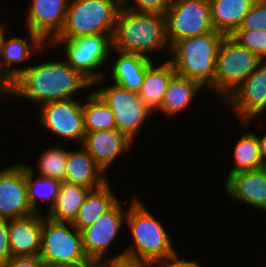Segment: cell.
<instances>
[{
    "mask_svg": "<svg viewBox=\"0 0 266 267\" xmlns=\"http://www.w3.org/2000/svg\"><path fill=\"white\" fill-rule=\"evenodd\" d=\"M58 57L43 62L30 61L31 65L14 80L9 98L23 99L37 108L52 101L86 97L93 90V83L63 57L57 60Z\"/></svg>",
    "mask_w": 266,
    "mask_h": 267,
    "instance_id": "obj_1",
    "label": "cell"
},
{
    "mask_svg": "<svg viewBox=\"0 0 266 267\" xmlns=\"http://www.w3.org/2000/svg\"><path fill=\"white\" fill-rule=\"evenodd\" d=\"M112 49L140 54L154 61H160L162 54L167 57L170 44L166 35L165 15L121 7L112 34Z\"/></svg>",
    "mask_w": 266,
    "mask_h": 267,
    "instance_id": "obj_2",
    "label": "cell"
},
{
    "mask_svg": "<svg viewBox=\"0 0 266 267\" xmlns=\"http://www.w3.org/2000/svg\"><path fill=\"white\" fill-rule=\"evenodd\" d=\"M139 197L132 193L130 204H127L129 206L125 229L129 231L131 241L123 251L125 255L146 260L154 265L178 251L173 243L176 238L167 232L168 225L156 218Z\"/></svg>",
    "mask_w": 266,
    "mask_h": 267,
    "instance_id": "obj_3",
    "label": "cell"
},
{
    "mask_svg": "<svg viewBox=\"0 0 266 267\" xmlns=\"http://www.w3.org/2000/svg\"><path fill=\"white\" fill-rule=\"evenodd\" d=\"M224 37L223 33L214 30L182 38L170 46L167 60L178 75L197 81L206 92L214 95L216 57Z\"/></svg>",
    "mask_w": 266,
    "mask_h": 267,
    "instance_id": "obj_4",
    "label": "cell"
},
{
    "mask_svg": "<svg viewBox=\"0 0 266 267\" xmlns=\"http://www.w3.org/2000/svg\"><path fill=\"white\" fill-rule=\"evenodd\" d=\"M121 0H70L60 33L54 39L113 34Z\"/></svg>",
    "mask_w": 266,
    "mask_h": 267,
    "instance_id": "obj_5",
    "label": "cell"
},
{
    "mask_svg": "<svg viewBox=\"0 0 266 267\" xmlns=\"http://www.w3.org/2000/svg\"><path fill=\"white\" fill-rule=\"evenodd\" d=\"M108 80L105 77L96 80L93 91L112 109L117 130L134 142L154 113L137 92L108 83Z\"/></svg>",
    "mask_w": 266,
    "mask_h": 267,
    "instance_id": "obj_6",
    "label": "cell"
},
{
    "mask_svg": "<svg viewBox=\"0 0 266 267\" xmlns=\"http://www.w3.org/2000/svg\"><path fill=\"white\" fill-rule=\"evenodd\" d=\"M51 51L58 47L66 62L80 71L92 83L105 77L112 52V34H95L74 39H53ZM63 47V48H62ZM106 67V68H105Z\"/></svg>",
    "mask_w": 266,
    "mask_h": 267,
    "instance_id": "obj_7",
    "label": "cell"
},
{
    "mask_svg": "<svg viewBox=\"0 0 266 267\" xmlns=\"http://www.w3.org/2000/svg\"><path fill=\"white\" fill-rule=\"evenodd\" d=\"M39 256L48 266L94 267L84 253L82 233L73 223L57 222L44 214Z\"/></svg>",
    "mask_w": 266,
    "mask_h": 267,
    "instance_id": "obj_8",
    "label": "cell"
},
{
    "mask_svg": "<svg viewBox=\"0 0 266 267\" xmlns=\"http://www.w3.org/2000/svg\"><path fill=\"white\" fill-rule=\"evenodd\" d=\"M262 60L231 36L220 43L214 76V96L224 101L257 68Z\"/></svg>",
    "mask_w": 266,
    "mask_h": 267,
    "instance_id": "obj_9",
    "label": "cell"
},
{
    "mask_svg": "<svg viewBox=\"0 0 266 267\" xmlns=\"http://www.w3.org/2000/svg\"><path fill=\"white\" fill-rule=\"evenodd\" d=\"M82 99V100H81ZM33 115L39 128L46 131L58 144L81 145L85 137L83 98L48 102L36 108ZM38 116V117H37ZM38 118V119H37ZM55 136V138H54ZM59 138V139H58ZM61 139V141H59ZM63 140V142H62ZM67 141V143H66Z\"/></svg>",
    "mask_w": 266,
    "mask_h": 267,
    "instance_id": "obj_10",
    "label": "cell"
},
{
    "mask_svg": "<svg viewBox=\"0 0 266 267\" xmlns=\"http://www.w3.org/2000/svg\"><path fill=\"white\" fill-rule=\"evenodd\" d=\"M120 200L121 198L91 226L81 231L84 253L93 265L124 254V251L111 254L112 246L117 245L116 242L120 240L118 238L123 235L121 232L125 230L128 207L126 208L125 201Z\"/></svg>",
    "mask_w": 266,
    "mask_h": 267,
    "instance_id": "obj_11",
    "label": "cell"
},
{
    "mask_svg": "<svg viewBox=\"0 0 266 267\" xmlns=\"http://www.w3.org/2000/svg\"><path fill=\"white\" fill-rule=\"evenodd\" d=\"M170 46L182 39L212 32L209 0H172L165 13Z\"/></svg>",
    "mask_w": 266,
    "mask_h": 267,
    "instance_id": "obj_12",
    "label": "cell"
},
{
    "mask_svg": "<svg viewBox=\"0 0 266 267\" xmlns=\"http://www.w3.org/2000/svg\"><path fill=\"white\" fill-rule=\"evenodd\" d=\"M223 105L239 122L261 119L266 114V61L257 66Z\"/></svg>",
    "mask_w": 266,
    "mask_h": 267,
    "instance_id": "obj_13",
    "label": "cell"
},
{
    "mask_svg": "<svg viewBox=\"0 0 266 267\" xmlns=\"http://www.w3.org/2000/svg\"><path fill=\"white\" fill-rule=\"evenodd\" d=\"M0 168V218L16 219L35 213L28 201L25 165L20 160Z\"/></svg>",
    "mask_w": 266,
    "mask_h": 267,
    "instance_id": "obj_14",
    "label": "cell"
},
{
    "mask_svg": "<svg viewBox=\"0 0 266 267\" xmlns=\"http://www.w3.org/2000/svg\"><path fill=\"white\" fill-rule=\"evenodd\" d=\"M7 26L6 23L1 22L2 62L4 69L16 79L31 65L28 61L31 59L34 61L37 53H43L45 49L49 50L50 44L30 30L27 32L29 36L7 35ZM34 56L35 58H32Z\"/></svg>",
    "mask_w": 266,
    "mask_h": 267,
    "instance_id": "obj_15",
    "label": "cell"
},
{
    "mask_svg": "<svg viewBox=\"0 0 266 267\" xmlns=\"http://www.w3.org/2000/svg\"><path fill=\"white\" fill-rule=\"evenodd\" d=\"M224 192L232 202L266 213V166L231 174L224 180Z\"/></svg>",
    "mask_w": 266,
    "mask_h": 267,
    "instance_id": "obj_16",
    "label": "cell"
},
{
    "mask_svg": "<svg viewBox=\"0 0 266 267\" xmlns=\"http://www.w3.org/2000/svg\"><path fill=\"white\" fill-rule=\"evenodd\" d=\"M134 144L137 143L130 140L124 133L113 129L86 133L81 145L110 176L108 173L110 171L107 170L112 166L116 168L114 162H117L118 159L121 160L119 157L133 154Z\"/></svg>",
    "mask_w": 266,
    "mask_h": 267,
    "instance_id": "obj_17",
    "label": "cell"
},
{
    "mask_svg": "<svg viewBox=\"0 0 266 267\" xmlns=\"http://www.w3.org/2000/svg\"><path fill=\"white\" fill-rule=\"evenodd\" d=\"M70 0H31L24 19L25 29L49 44L63 28ZM26 16V17H25Z\"/></svg>",
    "mask_w": 266,
    "mask_h": 267,
    "instance_id": "obj_18",
    "label": "cell"
},
{
    "mask_svg": "<svg viewBox=\"0 0 266 267\" xmlns=\"http://www.w3.org/2000/svg\"><path fill=\"white\" fill-rule=\"evenodd\" d=\"M153 61L140 54L112 50L105 78L110 79L108 82L138 93L143 83L146 69Z\"/></svg>",
    "mask_w": 266,
    "mask_h": 267,
    "instance_id": "obj_19",
    "label": "cell"
},
{
    "mask_svg": "<svg viewBox=\"0 0 266 267\" xmlns=\"http://www.w3.org/2000/svg\"><path fill=\"white\" fill-rule=\"evenodd\" d=\"M43 214L33 213L29 216L9 220V241L12 257L39 256Z\"/></svg>",
    "mask_w": 266,
    "mask_h": 267,
    "instance_id": "obj_20",
    "label": "cell"
},
{
    "mask_svg": "<svg viewBox=\"0 0 266 267\" xmlns=\"http://www.w3.org/2000/svg\"><path fill=\"white\" fill-rule=\"evenodd\" d=\"M68 150L65 178L63 182L81 185L89 189L101 187L109 181L104 170L82 145H75Z\"/></svg>",
    "mask_w": 266,
    "mask_h": 267,
    "instance_id": "obj_21",
    "label": "cell"
},
{
    "mask_svg": "<svg viewBox=\"0 0 266 267\" xmlns=\"http://www.w3.org/2000/svg\"><path fill=\"white\" fill-rule=\"evenodd\" d=\"M204 89L197 81L178 75L171 78L168 88L164 94L160 107L154 112L158 117L164 115L169 120L181 115L196 102V98ZM198 94V95H197ZM157 114V115H156ZM162 114V115H161Z\"/></svg>",
    "mask_w": 266,
    "mask_h": 267,
    "instance_id": "obj_22",
    "label": "cell"
},
{
    "mask_svg": "<svg viewBox=\"0 0 266 267\" xmlns=\"http://www.w3.org/2000/svg\"><path fill=\"white\" fill-rule=\"evenodd\" d=\"M253 122H256L254 124L255 126H257L254 130L255 132L253 131V129H251L252 131H246L245 129L252 127L250 125H252ZM238 123L241 125L240 127L243 126L245 132L243 131V133H241L242 135L239 136L237 140H235L236 144H233V150L231 149V151H233L231 153L233 157V165H231L232 167L230 168V170L226 172L227 176L225 180L233 173L256 170L264 167L260 156L259 142L257 138V131L261 129L260 119H251Z\"/></svg>",
    "mask_w": 266,
    "mask_h": 267,
    "instance_id": "obj_23",
    "label": "cell"
},
{
    "mask_svg": "<svg viewBox=\"0 0 266 267\" xmlns=\"http://www.w3.org/2000/svg\"><path fill=\"white\" fill-rule=\"evenodd\" d=\"M165 59L162 62L157 61V63L153 61L147 67L138 92L140 98L153 113L160 107L171 78L176 74L172 64L167 58Z\"/></svg>",
    "mask_w": 266,
    "mask_h": 267,
    "instance_id": "obj_24",
    "label": "cell"
},
{
    "mask_svg": "<svg viewBox=\"0 0 266 267\" xmlns=\"http://www.w3.org/2000/svg\"><path fill=\"white\" fill-rule=\"evenodd\" d=\"M256 0H209L215 31L231 36Z\"/></svg>",
    "mask_w": 266,
    "mask_h": 267,
    "instance_id": "obj_25",
    "label": "cell"
},
{
    "mask_svg": "<svg viewBox=\"0 0 266 267\" xmlns=\"http://www.w3.org/2000/svg\"><path fill=\"white\" fill-rule=\"evenodd\" d=\"M110 182L111 179L101 187L89 191L73 223L80 232L91 226L119 200L120 197L114 192Z\"/></svg>",
    "mask_w": 266,
    "mask_h": 267,
    "instance_id": "obj_26",
    "label": "cell"
},
{
    "mask_svg": "<svg viewBox=\"0 0 266 267\" xmlns=\"http://www.w3.org/2000/svg\"><path fill=\"white\" fill-rule=\"evenodd\" d=\"M25 179L27 182L28 201L35 213L47 215L55 206L61 187V181L42 177L30 172L25 166ZM39 202V203H38ZM43 202L46 207L41 208ZM43 211V212H42Z\"/></svg>",
    "mask_w": 266,
    "mask_h": 267,
    "instance_id": "obj_27",
    "label": "cell"
},
{
    "mask_svg": "<svg viewBox=\"0 0 266 267\" xmlns=\"http://www.w3.org/2000/svg\"><path fill=\"white\" fill-rule=\"evenodd\" d=\"M90 190L81 185L61 182L56 204L46 216L57 222L74 223Z\"/></svg>",
    "mask_w": 266,
    "mask_h": 267,
    "instance_id": "obj_28",
    "label": "cell"
},
{
    "mask_svg": "<svg viewBox=\"0 0 266 267\" xmlns=\"http://www.w3.org/2000/svg\"><path fill=\"white\" fill-rule=\"evenodd\" d=\"M55 142L52 146L46 145L45 150H40L42 152H40V155L36 158V165L28 163L25 160H22V162L33 174L63 182L69 148L67 144L65 147L63 144H57V141Z\"/></svg>",
    "mask_w": 266,
    "mask_h": 267,
    "instance_id": "obj_29",
    "label": "cell"
},
{
    "mask_svg": "<svg viewBox=\"0 0 266 267\" xmlns=\"http://www.w3.org/2000/svg\"><path fill=\"white\" fill-rule=\"evenodd\" d=\"M83 115L86 133L117 129L112 109L93 90L83 98Z\"/></svg>",
    "mask_w": 266,
    "mask_h": 267,
    "instance_id": "obj_30",
    "label": "cell"
},
{
    "mask_svg": "<svg viewBox=\"0 0 266 267\" xmlns=\"http://www.w3.org/2000/svg\"><path fill=\"white\" fill-rule=\"evenodd\" d=\"M231 37L262 61H266V30H236Z\"/></svg>",
    "mask_w": 266,
    "mask_h": 267,
    "instance_id": "obj_31",
    "label": "cell"
},
{
    "mask_svg": "<svg viewBox=\"0 0 266 267\" xmlns=\"http://www.w3.org/2000/svg\"><path fill=\"white\" fill-rule=\"evenodd\" d=\"M237 30H266V0H256Z\"/></svg>",
    "mask_w": 266,
    "mask_h": 267,
    "instance_id": "obj_32",
    "label": "cell"
},
{
    "mask_svg": "<svg viewBox=\"0 0 266 267\" xmlns=\"http://www.w3.org/2000/svg\"><path fill=\"white\" fill-rule=\"evenodd\" d=\"M122 7L136 12L157 13L165 15L172 0H121Z\"/></svg>",
    "mask_w": 266,
    "mask_h": 267,
    "instance_id": "obj_33",
    "label": "cell"
},
{
    "mask_svg": "<svg viewBox=\"0 0 266 267\" xmlns=\"http://www.w3.org/2000/svg\"><path fill=\"white\" fill-rule=\"evenodd\" d=\"M94 267H153V265L139 258L128 255H120L97 262Z\"/></svg>",
    "mask_w": 266,
    "mask_h": 267,
    "instance_id": "obj_34",
    "label": "cell"
},
{
    "mask_svg": "<svg viewBox=\"0 0 266 267\" xmlns=\"http://www.w3.org/2000/svg\"><path fill=\"white\" fill-rule=\"evenodd\" d=\"M198 260L186 259L176 251L173 255L167 256L165 259L157 261L153 267H204Z\"/></svg>",
    "mask_w": 266,
    "mask_h": 267,
    "instance_id": "obj_35",
    "label": "cell"
},
{
    "mask_svg": "<svg viewBox=\"0 0 266 267\" xmlns=\"http://www.w3.org/2000/svg\"><path fill=\"white\" fill-rule=\"evenodd\" d=\"M8 231L9 220L0 218V265L12 258Z\"/></svg>",
    "mask_w": 266,
    "mask_h": 267,
    "instance_id": "obj_36",
    "label": "cell"
},
{
    "mask_svg": "<svg viewBox=\"0 0 266 267\" xmlns=\"http://www.w3.org/2000/svg\"><path fill=\"white\" fill-rule=\"evenodd\" d=\"M14 78L4 69L2 62V48H1V22H0V97L8 98L10 97L13 87Z\"/></svg>",
    "mask_w": 266,
    "mask_h": 267,
    "instance_id": "obj_37",
    "label": "cell"
},
{
    "mask_svg": "<svg viewBox=\"0 0 266 267\" xmlns=\"http://www.w3.org/2000/svg\"><path fill=\"white\" fill-rule=\"evenodd\" d=\"M40 256L12 257L0 267H45Z\"/></svg>",
    "mask_w": 266,
    "mask_h": 267,
    "instance_id": "obj_38",
    "label": "cell"
},
{
    "mask_svg": "<svg viewBox=\"0 0 266 267\" xmlns=\"http://www.w3.org/2000/svg\"><path fill=\"white\" fill-rule=\"evenodd\" d=\"M260 122L262 124L261 127L263 129V130H260V131L261 132L264 131L263 132L264 134L261 133V135H260V133L258 132L257 138H258V142H259L260 156H261L263 165L266 166V131H265L266 130L265 129L266 126L263 125V122H264L263 119H261ZM263 126H265V127H263Z\"/></svg>",
    "mask_w": 266,
    "mask_h": 267,
    "instance_id": "obj_39",
    "label": "cell"
},
{
    "mask_svg": "<svg viewBox=\"0 0 266 267\" xmlns=\"http://www.w3.org/2000/svg\"><path fill=\"white\" fill-rule=\"evenodd\" d=\"M45 267H70V266H48L46 265Z\"/></svg>",
    "mask_w": 266,
    "mask_h": 267,
    "instance_id": "obj_40",
    "label": "cell"
}]
</instances>
